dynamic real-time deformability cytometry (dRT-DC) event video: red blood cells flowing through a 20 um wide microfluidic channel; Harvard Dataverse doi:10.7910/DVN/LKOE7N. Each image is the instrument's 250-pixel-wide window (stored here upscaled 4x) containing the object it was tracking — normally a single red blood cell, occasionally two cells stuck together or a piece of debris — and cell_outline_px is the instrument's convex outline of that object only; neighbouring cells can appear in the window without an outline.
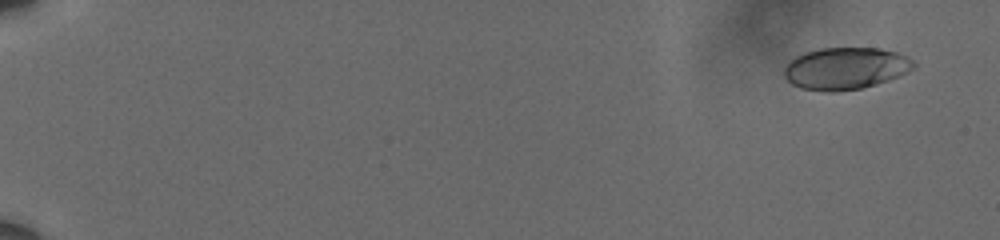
{"species": "human", "species_latin": "Homo sapiens", "temperature_condition": "cold", "stored_images_in_passage": 61, "camera_frame_rate_fps": 3000, "um_per_image_px": 0.085, "donor": {"sex": "male"}, "frame": {"image": 1, "passage_image": 4, "time_ms": 1.0, "image_size_px": [1000, 240], "cell_outline_px": [[916, 68], [908, 72], [888, 80], [876, 84], [860, 88], [836, 92], [828, 92], [800, 88], [792, 84], [784, 76], [784, 68], [788, 60], [804, 52], [820, 48], [880, 48], [896, 52], [908, 56], [916, 64]], "centroid_in_image_um": [71.86, 5.81], "position_along_channel_um": 13.1, "area_um2": 31.96}}
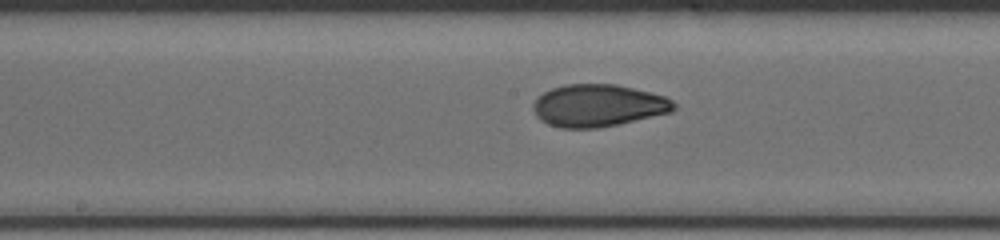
{"frame": {"image": 2, "passage_image": 35, "time_ms": 11.333, "image_size_px": [1000, 240], "cell_outline_px": [[676, 108], [672, 112], [620, 124], [596, 128], [560, 128], [548, 124], [540, 120], [536, 116], [532, 108], [532, 104], [536, 96], [552, 88], [564, 84], [616, 84], [652, 92], [664, 96], [672, 100], [676, 104]], "centroid_in_image_um": [50.83, 8.97], "position_along_channel_um": 197.4, "area_um2": 35.08}}
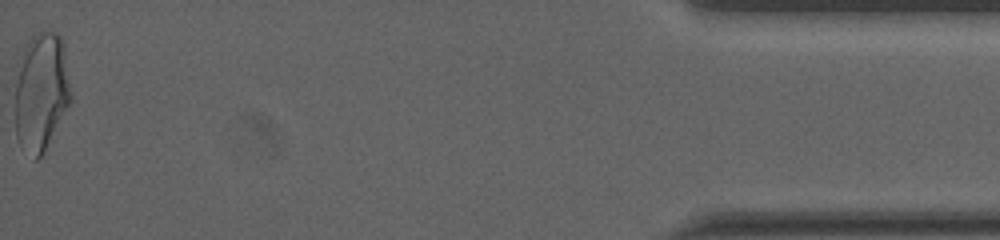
{"frame": {"image": 3, "passage_image": 61, "time_ms": 20.0, "image_size_px": [1000, 240], "cell_outline_px": [[72, 100], [40, 156], [36, 160], [32, 160], [20, 148], [16, 136], [16, 80], [24, 48], [32, 36], [40, 32], [56, 32], [60, 36], [64, 44], [72, 92]], "centroid_in_image_um": [3.52, 7.82], "position_along_channel_um": 431.7, "area_um2": 38.38}, "authors_computed_cell_mechanics": {"area_um2": 33.6974, "velocity_mm_per_s": 3.6147, "shape_relaxation_time_tau1_ms": 5.2462, "shape_relaxation_time_tau2_ms": 1.6449, "deformation_change_tau1": 0.1602, "deformation_change_tau2": 0.0621}}